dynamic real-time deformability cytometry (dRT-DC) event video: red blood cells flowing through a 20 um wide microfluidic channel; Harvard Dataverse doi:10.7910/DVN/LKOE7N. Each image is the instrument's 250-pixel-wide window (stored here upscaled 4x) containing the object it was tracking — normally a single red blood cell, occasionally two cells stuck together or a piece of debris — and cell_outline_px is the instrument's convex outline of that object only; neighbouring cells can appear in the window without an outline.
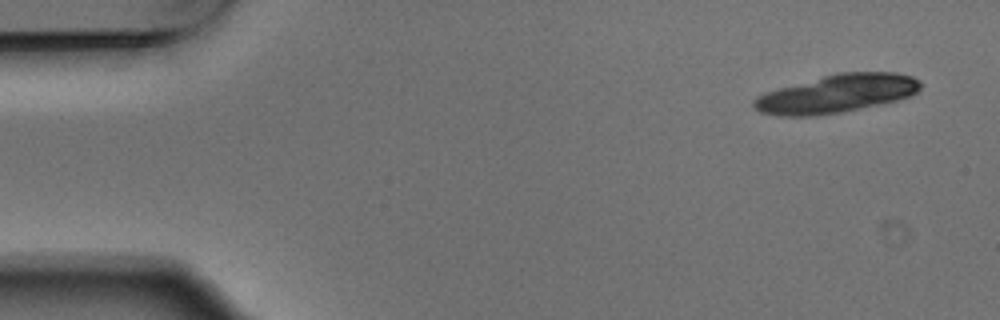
{"species": "Egyptian fruit bat (a non-hibernating species)", "species_latin": "Rousettus aegyptiacus", "temperature_condition": "warm", "stored_images_in_passage": 6, "camera_frame_rate_fps": 3000, "um_per_image_px": 0.085, "animal": {"sex": "male"}, "frame": {"image": 1, "passage_image": 1, "time_ms": 0.0, "image_size_px": [1000, 320], "cell_outline_px": [[920, 88], [912, 96], [880, 104], [840, 112], [812, 116], [780, 116], [760, 112], [752, 104], [752, 100], [756, 96], [764, 92], [824, 76], [840, 72], [896, 72], [912, 76], [920, 80]], "centroid_in_image_um": [71.12, 7.96], "position_along_channel_um": 13.9, "area_um2": 36.82}}
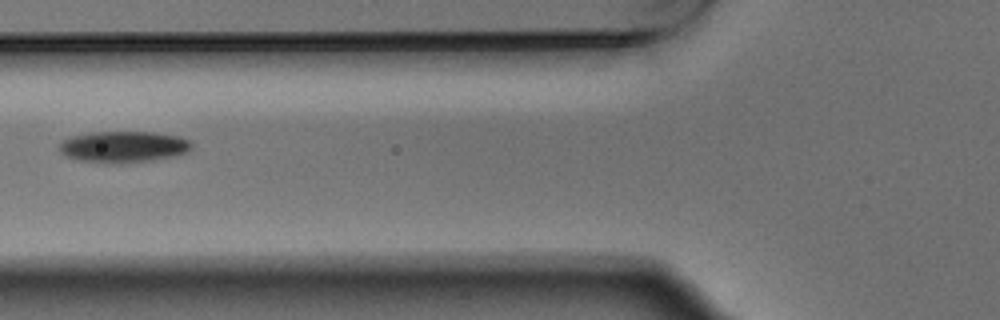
{"frame": {"image": 2, "passage_image": 5, "time_ms": 1.333, "image_size_px": [1000, 320], "cell_outline_px": [[192, 148], [188, 152], [172, 156], [152, 160], [120, 164], [108, 164], [80, 160], [64, 156], [60, 152], [60, 144], [64, 140], [72, 136], [88, 132], [152, 132], [180, 136], [188, 140], [192, 144]], "centroid_in_image_um": [10.49, 12.48], "position_along_channel_um": 115.3, "area_um2": 24.33}}
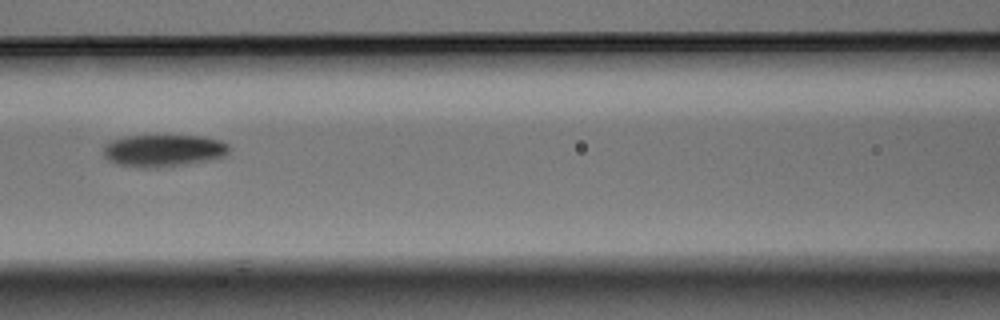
{"frame": {"image": 3, "passage_image": 6, "time_ms": 1.667, "image_size_px": [1000, 320], "cell_outline_px": [[228, 152], [224, 156], [208, 160], [160, 168], [144, 168], [116, 164], [108, 160], [104, 156], [104, 144], [112, 140], [128, 136], [200, 136], [220, 140], [228, 144]], "centroid_in_image_um": [13.86, 12.8], "position_along_channel_um": 152.7, "area_um2": 23.47}}